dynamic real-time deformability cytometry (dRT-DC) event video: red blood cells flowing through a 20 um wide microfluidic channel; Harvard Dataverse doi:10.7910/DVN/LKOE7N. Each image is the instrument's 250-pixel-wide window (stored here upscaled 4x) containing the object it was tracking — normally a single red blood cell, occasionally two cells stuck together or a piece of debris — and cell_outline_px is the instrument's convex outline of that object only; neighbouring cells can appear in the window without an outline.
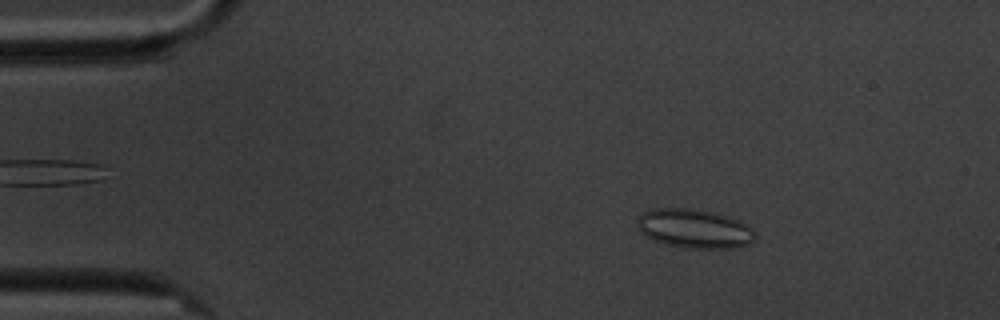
{"species": "common noctule bat (a hibernating species)", "species_latin": "Nyctalus noctula", "temperature_condition": "cold", "stored_images_in_passage": 14, "camera_frame_rate_fps": 3000, "um_per_image_px": 0.085, "animal": {"sex": "male", "body_mass_g": 20.1, "forearm_length_mm": 53.5}, "frame": {"image": 1, "passage_image": 2, "time_ms": 1.333, "image_size_px": [1000, 320], "cell_outline_px": [[756, 240], [748, 244], [732, 248], [684, 248], [664, 244], [652, 240], [644, 236], [636, 228], [640, 216], [644, 212], [652, 208], [688, 208], [712, 212], [740, 220], [752, 228], [756, 232]], "centroid_in_image_um": [59.01, 19.44], "position_along_channel_um": 26.0, "area_um2": 27.11}}
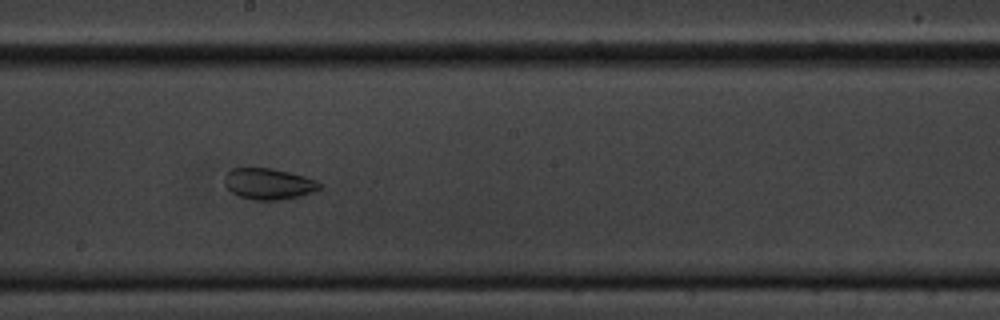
{"frame": {"image": 2, "passage_image": 8, "time_ms": 9.0, "image_size_px": [1000, 320], "cell_outline_px": [[324, 188], [300, 196], [280, 200], [252, 200], [240, 196], [232, 192], [224, 184], [224, 176], [232, 168], [272, 168], [320, 180], [324, 184]], "centroid_in_image_um": [22.9, 15.63], "position_along_channel_um": 225.3, "area_um2": 17.51}}
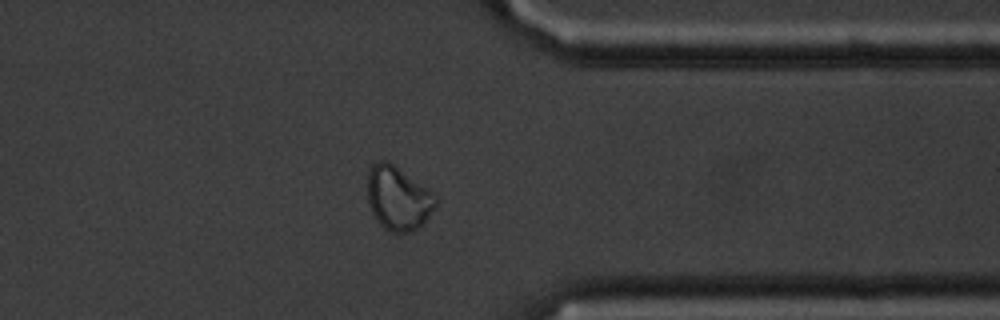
{"frame": {"image": 3, "passage_image": 12, "time_ms": 13.667, "image_size_px": [1000, 320], "cell_outline_px": [[436, 204], [428, 216], [412, 232], [392, 232], [384, 228], [380, 224], [372, 212], [368, 204], [368, 168], [376, 160], [388, 160], [432, 192], [436, 200]], "centroid_in_image_um": [33.79, 16.82], "position_along_channel_um": 377.6, "area_um2": 25.03}, "authors_computed_cell_mechanics": {"area_um2": 21.0681, "velocity_mm_per_s": 3.3894, "shape_relaxation_time_tau1_ms": null, "shape_relaxation_time_tau2_ms": 1.3803, "deformation_change_tau1": null, "deformation_change_tau2": 0.0407}}